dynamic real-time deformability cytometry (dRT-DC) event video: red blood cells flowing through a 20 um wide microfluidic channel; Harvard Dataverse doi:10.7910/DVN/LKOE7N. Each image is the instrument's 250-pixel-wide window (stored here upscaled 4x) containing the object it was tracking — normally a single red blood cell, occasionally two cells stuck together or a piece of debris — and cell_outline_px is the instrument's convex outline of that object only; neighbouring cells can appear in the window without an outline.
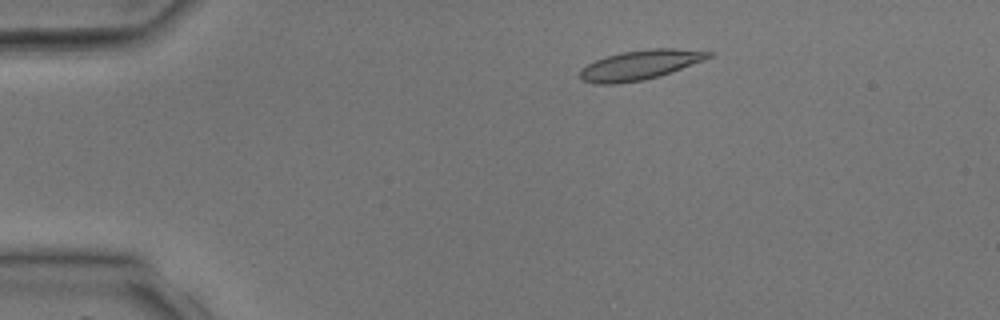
{"species": "common noctule bat (a hibernating species)", "species_latin": "Nyctalus noctula", "temperature_condition": "room temperature", "stored_images_in_passage": 3, "camera_frame_rate_fps": 3000, "um_per_image_px": 0.085, "animal": {"sex": "male", "body_mass_g": 17.9, "forearm_length_mm": 54.2}, "frame": {"image": 1, "passage_image": 2, "time_ms": 1.333, "image_size_px": [1000, 320], "cell_outline_px": [[712, 56], [704, 60], [660, 76], [644, 80], [616, 84], [592, 84], [580, 80], [580, 68], [596, 60], [620, 52], [652, 48], [676, 48], [712, 52]], "centroid_in_image_um": [54.37, 5.53], "position_along_channel_um": 30.6, "area_um2": 22.25}}